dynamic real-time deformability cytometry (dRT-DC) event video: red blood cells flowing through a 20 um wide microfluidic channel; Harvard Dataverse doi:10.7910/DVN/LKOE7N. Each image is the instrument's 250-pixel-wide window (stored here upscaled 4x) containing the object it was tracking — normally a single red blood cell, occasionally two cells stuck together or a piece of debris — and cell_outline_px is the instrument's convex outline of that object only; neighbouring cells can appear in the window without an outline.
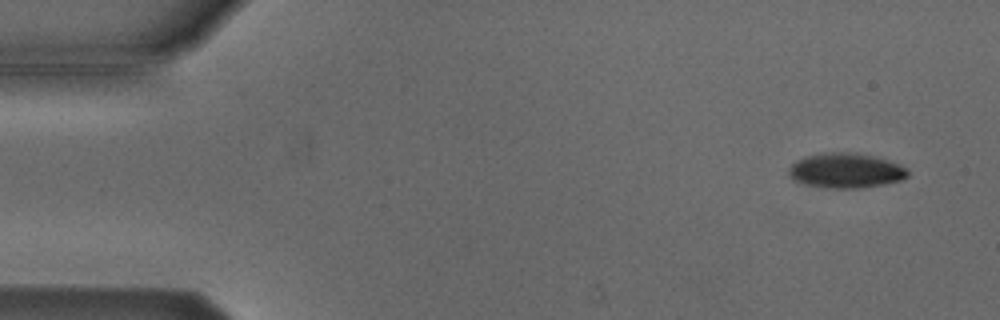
{"species": "Egyptian fruit bat (a non-hibernating species)", "species_latin": "Rousettus aegyptiacus", "temperature_condition": "cold", "stored_images_in_passage": 51, "camera_frame_rate_fps": 3000, "um_per_image_px": 0.085, "animal": {"sex": "male"}, "frame": {"image": 1, "passage_image": 1, "time_ms": 0.0, "image_size_px": [1000, 320], "cell_outline_px": [[908, 176], [900, 180], [860, 188], [828, 188], [808, 184], [796, 180], [788, 172], [788, 168], [796, 160], [804, 156], [820, 152], [848, 152], [872, 156], [908, 168]], "centroid_in_image_um": [71.85, 14.48], "position_along_channel_um": 13.1, "area_um2": 23.76}}
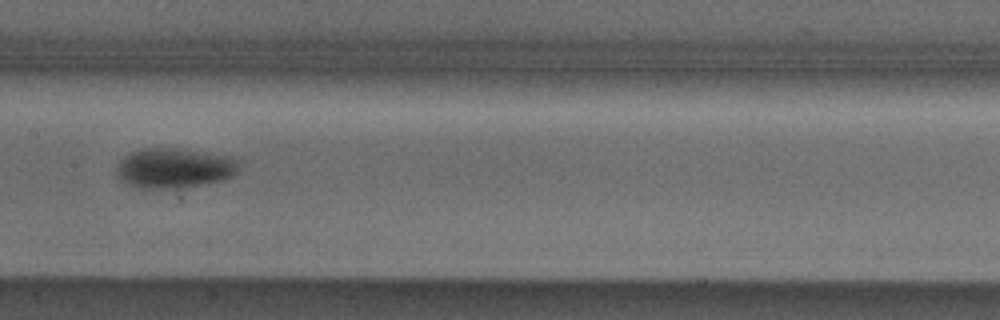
{"frame": {"image": 2, "passage_image": 24, "time_ms": 7.667, "image_size_px": [1000, 320], "cell_outline_px": [[236, 172], [232, 176], [224, 180], [184, 188], [140, 188], [128, 184], [120, 180], [116, 172], [116, 168], [120, 160], [124, 156], [132, 152], [144, 148], [176, 148], [236, 156]], "centroid_in_image_um": [14.81, 14.28], "position_along_channel_um": 192.6, "area_um2": 28.67}}
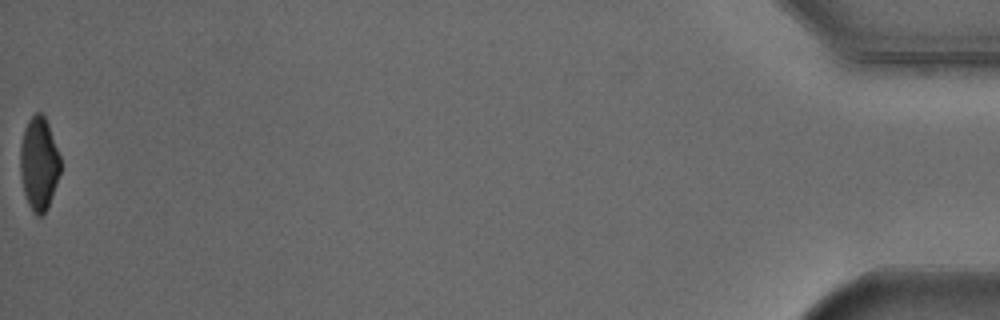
{"frame": {"image": 3, "passage_image": 51, "time_ms": 16.667, "image_size_px": [1000, 320], "cell_outline_px": [[60, 172], [48, 208], [40, 216], [36, 216], [28, 204], [24, 192], [20, 172], [20, 144], [24, 128], [28, 120], [36, 112], [40, 112], [44, 116], [48, 124], [60, 156]], "centroid_in_image_um": [3.3, 13.9], "position_along_channel_um": 431.9, "area_um2": 21.73}, "authors_computed_cell_mechanics": {"area_um2": 25.432, "velocity_mm_per_s": 3.8371, "shape_relaxation_time_tau1_ms": 2.8964, "shape_relaxation_time_tau2_ms": null, "deformation_change_tau1": 0.0905, "deformation_change_tau2": null}}